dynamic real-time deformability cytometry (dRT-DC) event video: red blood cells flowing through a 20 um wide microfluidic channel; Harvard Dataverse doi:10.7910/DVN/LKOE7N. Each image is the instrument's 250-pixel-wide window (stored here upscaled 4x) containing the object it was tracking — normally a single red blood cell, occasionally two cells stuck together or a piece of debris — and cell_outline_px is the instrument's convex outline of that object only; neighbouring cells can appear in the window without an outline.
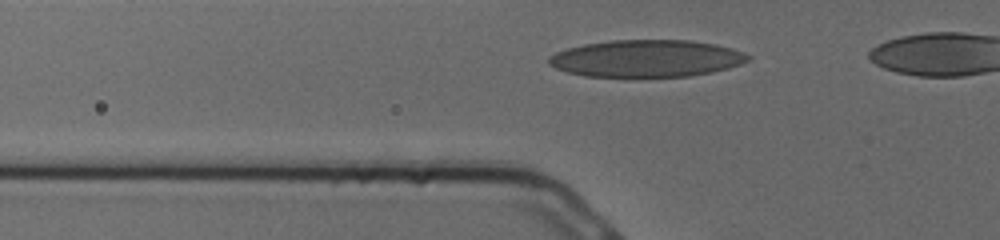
{"species": "human", "species_latin": "Homo sapiens", "temperature_condition": "cold", "stored_images_in_passage": 5, "camera_frame_rate_fps": 3000, "um_per_image_px": 0.085, "donor": {"sex": "male"}, "frame": {"image": 1, "passage_image": 5, "time_ms": 1.333, "image_size_px": [1000, 240], "cell_outline_px": [[752, 56], [748, 60], [740, 64], [728, 68], [712, 72], [688, 76], [584, 76], [568, 72], [556, 68], [548, 64], [548, 56], [564, 48], [588, 40], [688, 40], [716, 44], [732, 48], [744, 52]], "centroid_in_image_um": [54.87, 4.94], "position_along_channel_um": 70.9, "area_um2": 43.64}}